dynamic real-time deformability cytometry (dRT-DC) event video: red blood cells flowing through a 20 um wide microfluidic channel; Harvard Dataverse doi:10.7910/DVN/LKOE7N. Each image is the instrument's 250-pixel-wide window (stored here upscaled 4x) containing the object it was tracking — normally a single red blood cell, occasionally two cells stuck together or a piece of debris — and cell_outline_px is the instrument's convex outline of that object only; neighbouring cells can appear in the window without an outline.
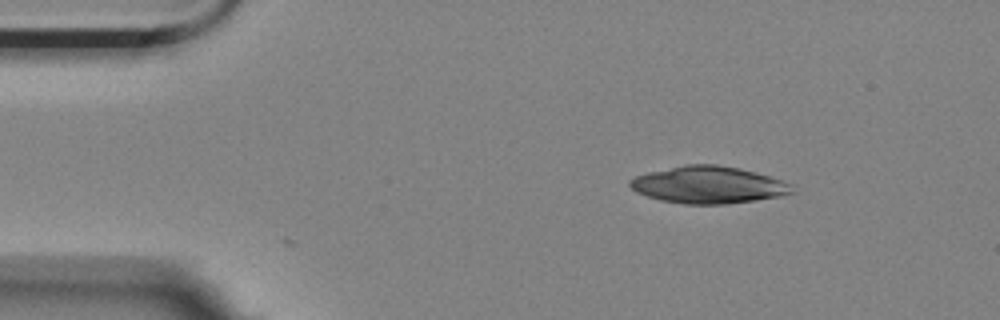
{"species": "Egyptian fruit bat (a non-hibernating species)", "species_latin": "Rousettus aegyptiacus", "temperature_condition": "room temperature", "stored_images_in_passage": 4, "camera_frame_rate_fps": 3000, "um_per_image_px": 0.085, "animal": {"sex": "female"}, "frame": {"image": 1, "passage_image": 4, "time_ms": 1.0, "image_size_px": [1000, 320], "cell_outline_px": [[792, 192], [780, 196], [756, 200], [728, 204], [684, 204], [660, 200], [636, 192], [628, 184], [628, 180], [636, 176], [648, 172], [684, 164], [716, 164], [740, 168], [768, 176], [792, 184]], "centroid_in_image_um": [60.17, 15.71], "position_along_channel_um": 24.8, "area_um2": 34.97}}